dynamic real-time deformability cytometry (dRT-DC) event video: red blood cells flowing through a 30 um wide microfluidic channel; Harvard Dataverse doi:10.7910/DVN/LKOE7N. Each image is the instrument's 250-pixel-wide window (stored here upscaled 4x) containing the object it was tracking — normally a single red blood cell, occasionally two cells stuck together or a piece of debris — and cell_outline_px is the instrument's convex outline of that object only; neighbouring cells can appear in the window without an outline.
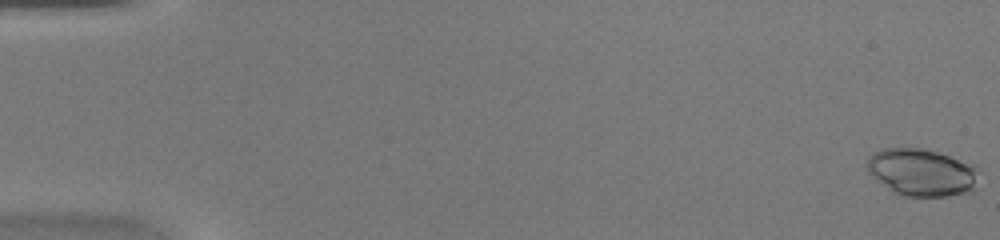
{"species": "common noctule bat (a hibernating species)", "species_latin": "Nyctalus noctula", "temperature_condition": "warm", "stored_images_in_passage": 45, "camera_frame_rate_fps": 3000, "um_per_image_px": 0.085, "animal": {"sex": "female", "body_mass_g": 20.0, "forearm_length_mm": 54.0}, "frame": {"image": 1, "passage_image": 1, "time_ms": 0.0, "image_size_px": [1000, 240], "cell_outline_px": [[980, 168], [972, 188], [968, 192], [948, 196], [904, 196], [892, 192], [876, 180], [868, 172], [868, 156], [884, 148], [920, 148], [936, 152], [976, 164]], "centroid_in_image_um": [78.34, 14.65], "position_along_channel_um": 6.7, "area_um2": 30.75}}
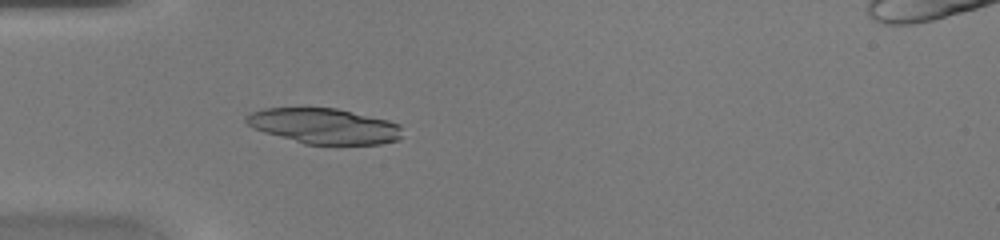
{"frame": {"image": 2, "passage_image": 15, "time_ms": 4.667, "image_size_px": [1000, 240], "cell_outline_px": [[404, 136], [400, 140], [380, 144], [304, 144], [264, 132], [252, 128], [244, 120], [244, 116], [248, 112], [264, 108], [336, 108], [388, 120], [400, 124]], "centroid_in_image_um": [27.55, 10.71], "position_along_channel_um": 57.4, "area_um2": 32.54}}